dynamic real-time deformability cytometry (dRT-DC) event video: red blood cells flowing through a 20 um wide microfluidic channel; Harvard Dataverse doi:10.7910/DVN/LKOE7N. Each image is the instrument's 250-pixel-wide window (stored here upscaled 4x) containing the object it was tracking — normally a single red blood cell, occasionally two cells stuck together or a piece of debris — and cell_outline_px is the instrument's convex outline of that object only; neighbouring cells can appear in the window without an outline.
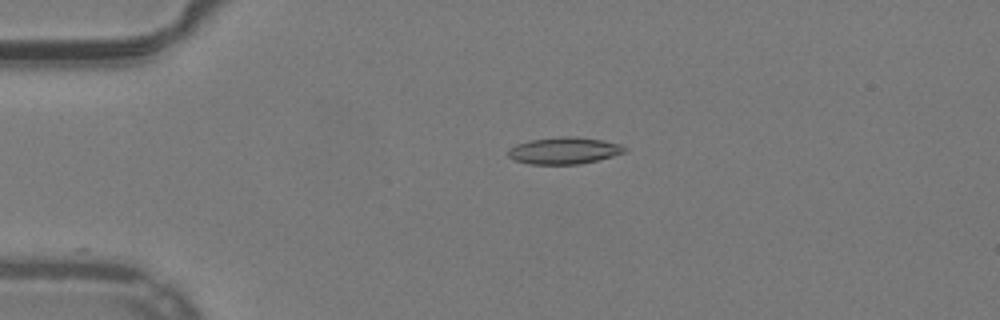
{"species": "common noctule bat (a hibernating species)", "species_latin": "Nyctalus noctula", "temperature_condition": "warm", "stored_images_in_passage": 12, "camera_frame_rate_fps": 3000, "um_per_image_px": 0.085, "animal": {"sex": "male", "body_mass_g": 19.2, "forearm_length_mm": 51.8}, "frame": {"image": 1, "passage_image": 1, "time_ms": 0.0, "image_size_px": [1000, 320], "cell_outline_px": [[628, 148], [624, 152], [612, 156], [580, 164], [528, 164], [512, 160], [508, 156], [508, 148], [516, 144], [528, 140], [560, 136], [576, 136], [604, 140], [620, 144]], "centroid_in_image_um": [47.91, 12.79], "position_along_channel_um": 37.1, "area_um2": 18.44}}
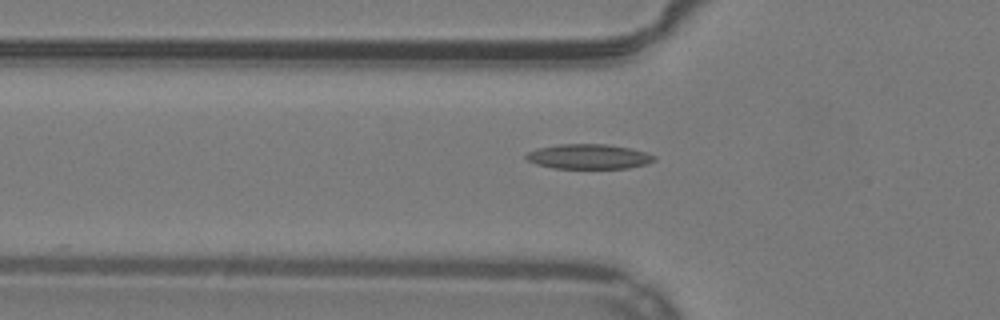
{"frame": {"image": 2, "passage_image": 7, "time_ms": 2.0, "image_size_px": [1000, 320], "cell_outline_px": [[656, 160], [648, 164], [628, 168], [552, 168], [536, 164], [528, 160], [524, 156], [528, 152], [536, 148], [560, 144], [608, 144], [648, 152], [656, 156]], "centroid_in_image_um": [50.06, 13.3], "position_along_channel_um": 75.7, "area_um2": 18.67}}
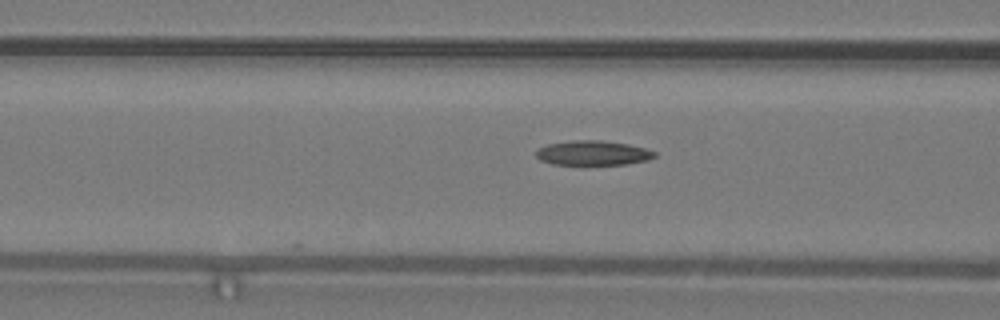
{"frame": {"image": 3, "passage_image": 10, "time_ms": 3.0, "image_size_px": [1000, 320], "cell_outline_px": [[656, 156], [648, 160], [624, 164], [552, 164], [540, 160], [536, 156], [536, 152], [540, 148], [548, 144], [576, 140], [600, 140], [628, 144], [644, 148], [656, 152]], "centroid_in_image_um": [50.41, 13.0], "position_along_channel_um": 116.2, "area_um2": 16.76}}